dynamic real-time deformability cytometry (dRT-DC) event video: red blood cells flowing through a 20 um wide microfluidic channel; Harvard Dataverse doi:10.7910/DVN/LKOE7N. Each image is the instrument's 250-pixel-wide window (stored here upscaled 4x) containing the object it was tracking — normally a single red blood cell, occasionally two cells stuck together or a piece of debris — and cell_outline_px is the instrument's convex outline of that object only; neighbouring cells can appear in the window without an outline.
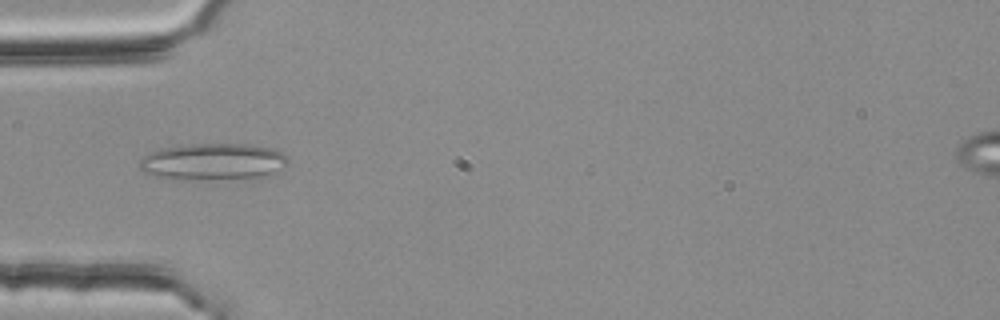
{"species": "common noctule bat (a hibernating species)", "species_latin": "Nyctalus noctula", "temperature_condition": "room temperature", "stored_images_in_passage": 28, "camera_frame_rate_fps": 3000, "um_per_image_px": 0.085, "animal": {"sex": "female", "body_mass_g": 25.1}, "frame": {"image": 1, "passage_image": 6, "time_ms": 1.667, "image_size_px": [1000, 320], "cell_outline_px": [[288, 164], [284, 168], [264, 176], [172, 180], [168, 180], [144, 172], [140, 168], [140, 160], [148, 152], [160, 148], [192, 144], [248, 144], [268, 148], [284, 152], [288, 156]], "centroid_in_image_um": [18.08, 13.73], "position_along_channel_um": 66.9, "area_um2": 31.67}}
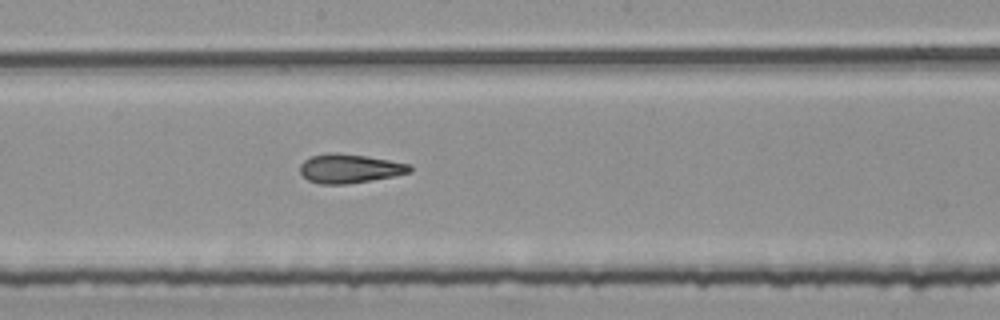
{"frame": {"image": 2, "passage_image": 18, "time_ms": 5.667, "image_size_px": [1000, 320], "cell_outline_px": [[412, 172], [392, 176], [348, 184], [320, 184], [308, 180], [300, 172], [300, 164], [304, 160], [312, 156], [328, 152], [336, 152], [364, 156], [412, 164]], "centroid_in_image_um": [29.71, 14.32], "position_along_channel_um": 218.5, "area_um2": 18.5}}
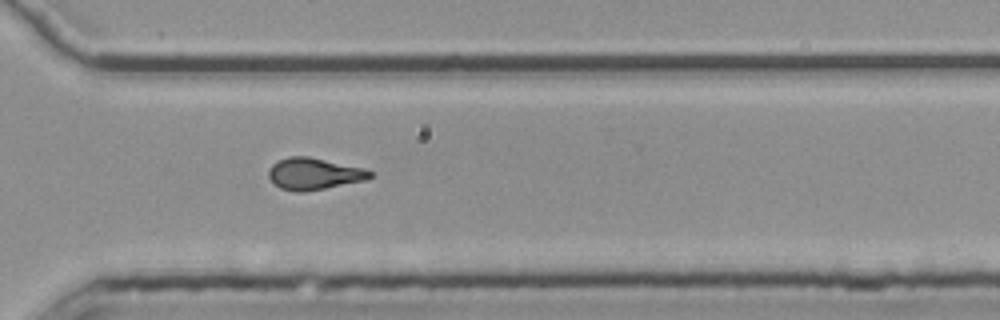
{"frame": {"image": 3, "passage_image": 28, "time_ms": 9.0, "image_size_px": [1000, 320], "cell_outline_px": [[372, 176], [364, 180], [304, 192], [296, 192], [280, 188], [268, 176], [268, 168], [276, 160], [288, 156], [308, 156], [364, 168], [372, 172]], "centroid_in_image_um": [26.64, 14.75], "position_along_channel_um": 344.0, "area_um2": 18.67}}